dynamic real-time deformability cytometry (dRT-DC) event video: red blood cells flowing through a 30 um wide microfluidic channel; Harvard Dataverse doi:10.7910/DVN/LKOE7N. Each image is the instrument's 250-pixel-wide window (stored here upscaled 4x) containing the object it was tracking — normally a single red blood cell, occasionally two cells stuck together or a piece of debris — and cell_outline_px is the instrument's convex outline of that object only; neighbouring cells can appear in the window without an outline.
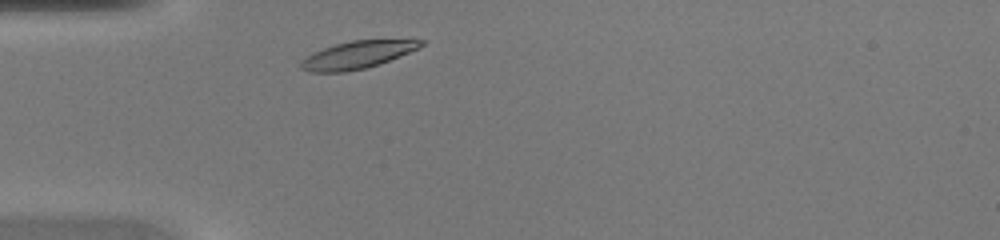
{"species": "common noctule bat (a hibernating species)", "species_latin": "Nyctalus noctula", "temperature_condition": "warm", "stored_images_in_passage": 28, "camera_frame_rate_fps": 3000, "um_per_image_px": 0.085, "animal": {"sex": "female", "body_mass_g": 20.0, "forearm_length_mm": 54.0}, "frame": {"image": 1, "passage_image": 2, "time_ms": 0.333, "image_size_px": [1000, 240], "cell_outline_px": [[424, 44], [420, 48], [380, 64], [364, 68], [344, 72], [308, 72], [300, 68], [300, 60], [312, 52], [336, 44], [352, 40], [424, 40]], "centroid_in_image_um": [30.34, 4.67], "position_along_channel_um": 54.7, "area_um2": 19.19}}
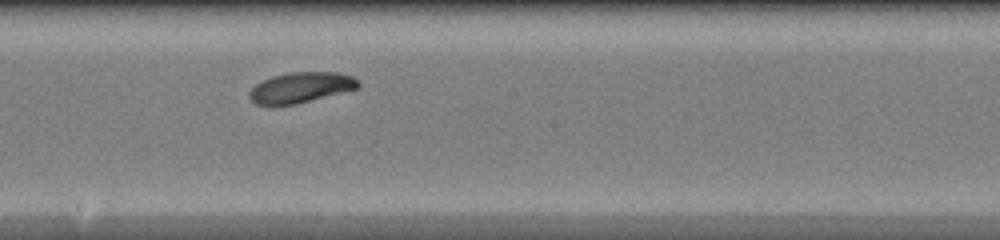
{"frame": {"image": 2, "passage_image": 14, "time_ms": 4.333, "image_size_px": [1000, 240], "cell_outline_px": [[360, 84], [356, 88], [296, 104], [256, 104], [248, 96], [248, 92], [256, 84], [272, 76], [292, 72], [336, 72], [352, 76]], "centroid_in_image_um": [25.54, 7.42], "position_along_channel_um": 222.7, "area_um2": 18.84}}
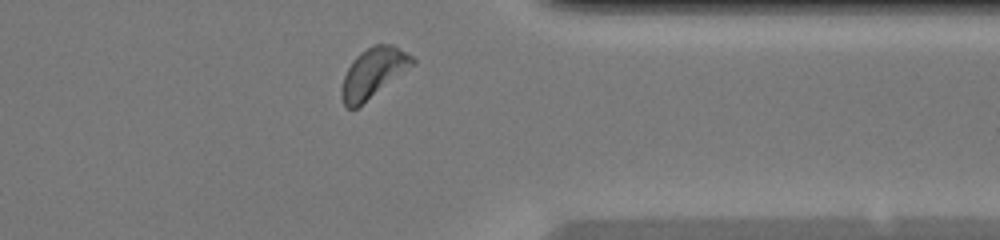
{"frame": {"image": 3, "passage_image": 25, "time_ms": 8.0, "image_size_px": [1000, 240], "cell_outline_px": [[416, 64], [356, 108], [348, 108], [344, 104], [340, 96], [340, 88], [344, 76], [352, 60], [360, 52], [372, 44], [392, 44], [412, 56], [416, 60]], "centroid_in_image_um": [31.73, 6.17], "position_along_channel_um": 379.7, "area_um2": 20.52}}